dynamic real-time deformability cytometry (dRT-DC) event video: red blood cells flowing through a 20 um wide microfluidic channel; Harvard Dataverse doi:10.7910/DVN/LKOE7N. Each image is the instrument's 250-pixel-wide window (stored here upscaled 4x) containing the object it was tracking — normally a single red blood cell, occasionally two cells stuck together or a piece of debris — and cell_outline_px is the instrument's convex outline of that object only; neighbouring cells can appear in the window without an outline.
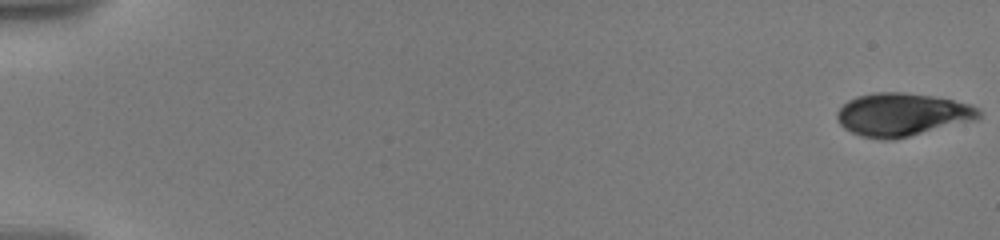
{"species": "human", "species_latin": "Homo sapiens", "temperature_condition": "warm", "stored_images_in_passage": 33, "camera_frame_rate_fps": 3000, "um_per_image_px": 0.085, "donor": {"sex": "male"}, "frame": {"image": 1, "passage_image": 1, "time_ms": 0.0, "image_size_px": [1000, 240], "cell_outline_px": [[980, 120], [896, 140], [880, 140], [860, 136], [844, 128], [840, 124], [836, 116], [836, 112], [848, 100], [856, 96], [872, 92], [904, 92], [932, 96], [972, 104], [980, 108]], "centroid_in_image_um": [76.73, 9.76], "position_along_channel_um": 8.3, "area_um2": 36.36}}
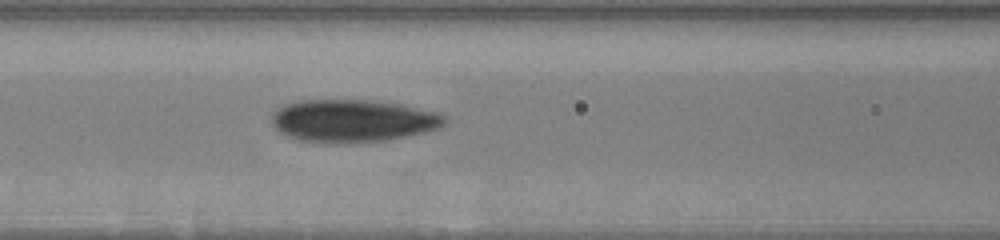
{"frame": {"image": 2, "passage_image": 19, "time_ms": 8.667, "image_size_px": [1000, 240], "cell_outline_px": [[448, 120], [440, 128], [424, 132], [388, 140], [340, 144], [332, 144], [296, 140], [280, 132], [272, 124], [272, 112], [288, 104], [300, 100], [372, 100], [400, 104], [436, 112], [448, 116]], "centroid_in_image_um": [30.0, 10.28], "position_along_channel_um": 136.6, "area_um2": 43.23}}
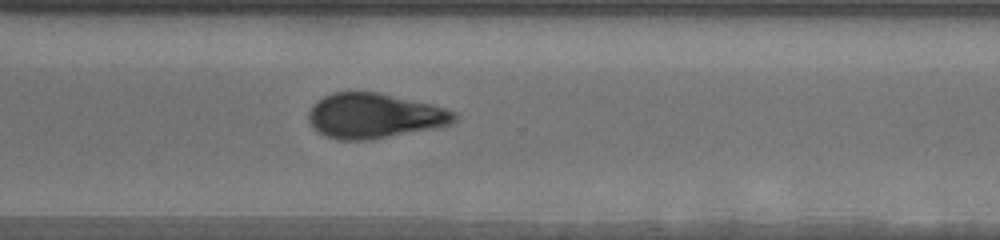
{"frame": {"image": 3, "passage_image": 33, "time_ms": 14.333, "image_size_px": [1000, 240], "cell_outline_px": [[456, 120], [452, 124], [372, 140], [340, 140], [328, 136], [320, 132], [308, 120], [308, 112], [312, 104], [316, 100], [332, 92], [376, 92], [432, 104], [456, 112]], "centroid_in_image_um": [31.81, 9.84], "position_along_channel_um": 338.8, "area_um2": 38.03}}